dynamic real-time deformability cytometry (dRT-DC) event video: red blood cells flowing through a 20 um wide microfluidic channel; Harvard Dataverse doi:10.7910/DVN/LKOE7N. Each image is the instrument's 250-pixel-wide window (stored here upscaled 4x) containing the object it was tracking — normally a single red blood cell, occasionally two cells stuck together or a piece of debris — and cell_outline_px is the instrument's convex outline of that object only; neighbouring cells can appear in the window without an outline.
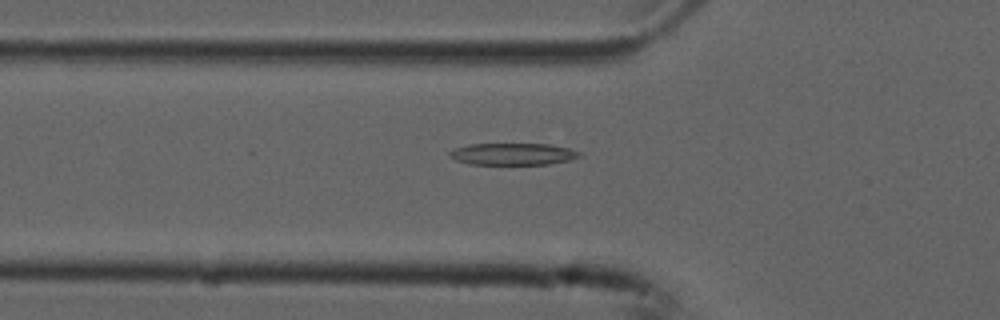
{"species": "common noctule bat (a hibernating species)", "species_latin": "Nyctalus noctula", "temperature_condition": "cold", "stored_images_in_passage": 55, "camera_frame_rate_fps": 3000, "um_per_image_px": 0.085, "animal": {"sex": "male", "forearm_length_mm": 52.5}, "frame": {"image": 1, "passage_image": 18, "time_ms": 5.667, "image_size_px": [1000, 320], "cell_outline_px": [[584, 156], [568, 160], [548, 164], [468, 164], [456, 160], [448, 152], [456, 148], [468, 144], [548, 144], [568, 148], [580, 152]], "centroid_in_image_um": [43.62, 13.09], "position_along_channel_um": 82.2, "area_um2": 16.42}}
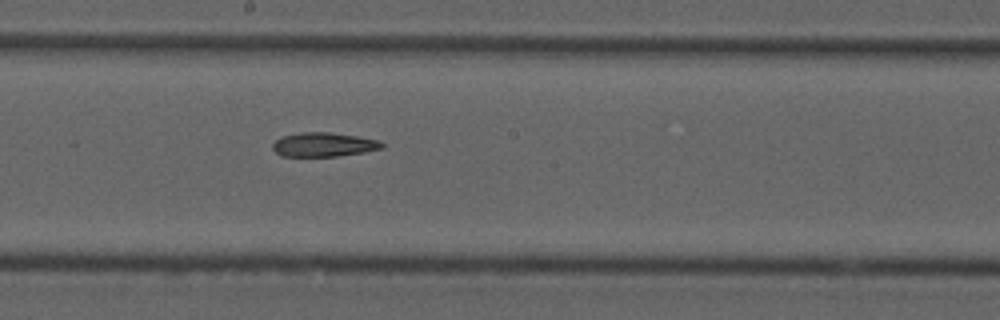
{"frame": {"image": 2, "passage_image": 29, "time_ms": 9.333, "image_size_px": [1000, 320], "cell_outline_px": [[384, 148], [364, 152], [336, 156], [280, 156], [272, 148], [272, 144], [280, 136], [300, 132], [328, 132], [356, 136], [376, 140], [384, 144]], "centroid_in_image_um": [27.47, 12.29], "position_along_channel_um": 220.7, "area_um2": 15.32}}
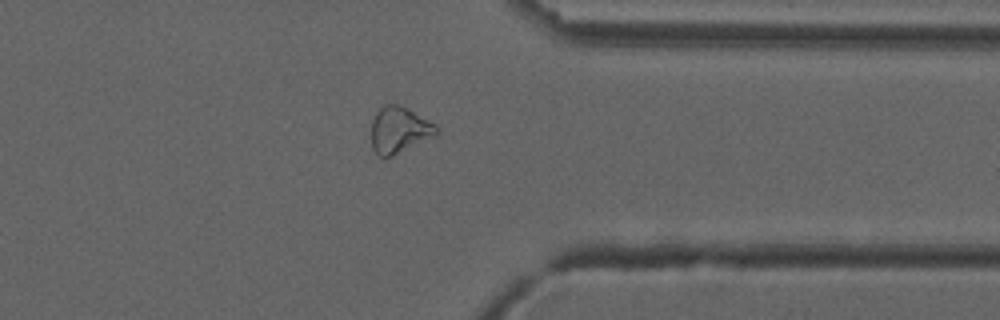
{"frame": {"image": 3, "passage_image": 42, "time_ms": 13.667, "image_size_px": [1000, 320], "cell_outline_px": [[440, 132], [436, 136], [384, 160], [372, 148], [372, 120], [376, 112], [384, 104], [400, 104], [436, 124], [440, 128]], "centroid_in_image_um": [33.96, 11.06], "position_along_channel_um": 377.4, "area_um2": 17.92}}